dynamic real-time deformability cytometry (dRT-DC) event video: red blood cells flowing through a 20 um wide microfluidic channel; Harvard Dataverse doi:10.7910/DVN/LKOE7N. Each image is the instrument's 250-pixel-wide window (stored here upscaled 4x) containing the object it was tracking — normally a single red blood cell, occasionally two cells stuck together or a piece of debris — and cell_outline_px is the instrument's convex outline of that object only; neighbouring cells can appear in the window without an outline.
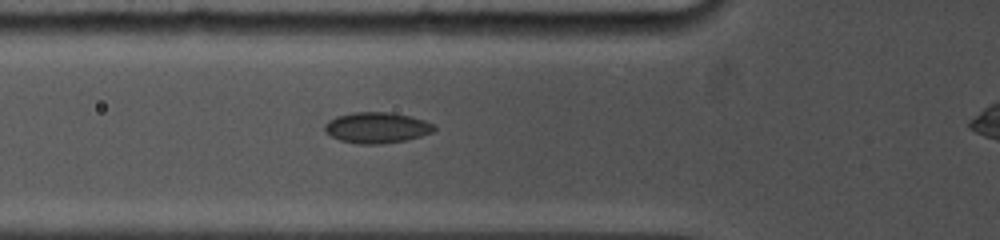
{"species": "common noctule bat (a hibernating species)", "species_latin": "Nyctalus noctula", "temperature_condition": "cold", "stored_images_in_passage": 4, "camera_frame_rate_fps": 5000, "um_per_image_px": 0.085, "animal": {"sex": "female", "body_mass_g": 19.0, "forearm_length_mm": 53.3}, "frame": {"image": 1, "passage_image": 4, "time_ms": 2.0, "image_size_px": [1000, 240], "cell_outline_px": [[436, 132], [408, 140], [380, 144], [360, 144], [340, 140], [324, 132], [324, 124], [328, 120], [336, 116], [352, 112], [388, 112], [408, 116], [424, 120], [432, 124], [436, 128]], "centroid_in_image_um": [32.02, 10.86], "position_along_channel_um": 93.8, "area_um2": 19.83}}